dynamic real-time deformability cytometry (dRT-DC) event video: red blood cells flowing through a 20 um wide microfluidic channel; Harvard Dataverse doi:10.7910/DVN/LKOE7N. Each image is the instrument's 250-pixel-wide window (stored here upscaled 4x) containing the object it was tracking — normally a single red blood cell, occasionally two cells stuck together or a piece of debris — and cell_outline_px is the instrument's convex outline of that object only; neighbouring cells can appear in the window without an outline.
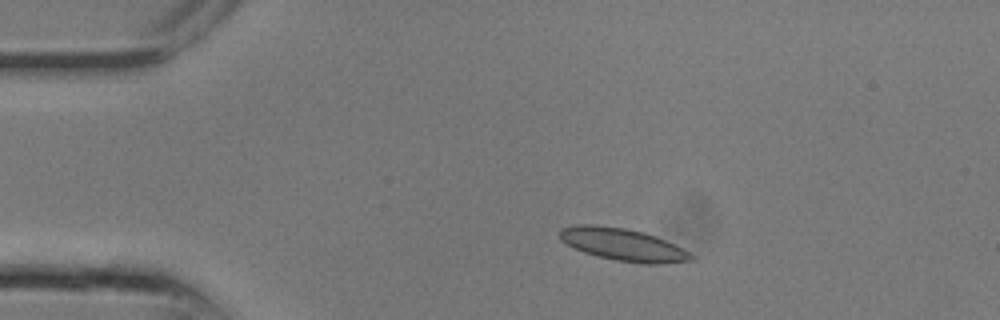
{"species": "common noctule bat (a hibernating species)", "species_latin": "Nyctalus noctula", "temperature_condition": "room temperature", "stored_images_in_passage": 24, "camera_frame_rate_fps": 3000, "um_per_image_px": 0.085, "animal": {"sex": "male", "body_mass_g": 13.3}, "frame": {"image": 1, "passage_image": 4, "time_ms": 1.0, "image_size_px": [1000, 320], "cell_outline_px": [[696, 256], [692, 260], [660, 264], [644, 264], [616, 260], [596, 256], [584, 252], [560, 240], [560, 228], [576, 224], [596, 224], [624, 228], [644, 232], [656, 236]], "centroid_in_image_um": [52.92, 20.78], "position_along_channel_um": 32.1, "area_um2": 24.68}}
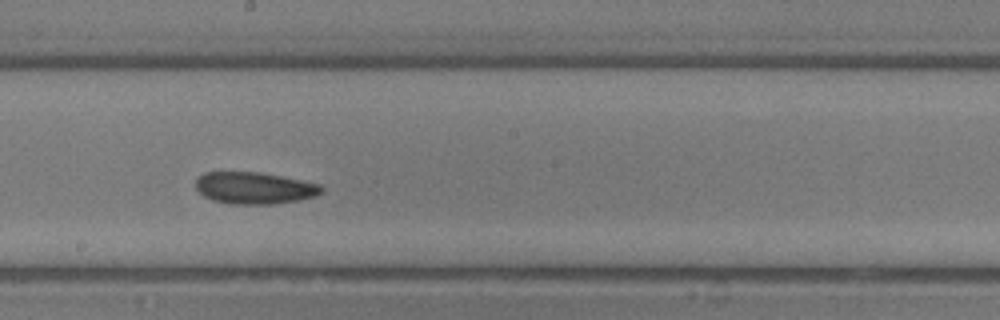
{"frame": {"image": 2, "passage_image": 13, "time_ms": 4.0, "image_size_px": [1000, 320], "cell_outline_px": [[324, 192], [316, 196], [296, 200], [272, 204], [232, 204], [212, 200], [204, 196], [196, 188], [196, 176], [204, 172], [260, 172], [320, 184], [324, 188]], "centroid_in_image_um": [21.61, 15.97], "position_along_channel_um": 226.6, "area_um2": 23.35}}
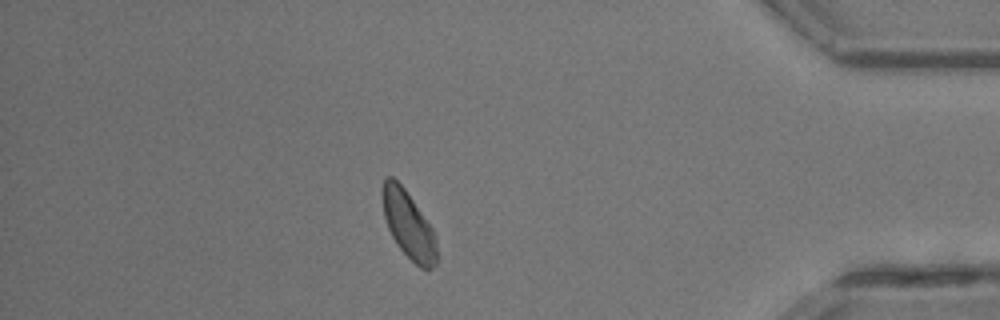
{"frame": {"image": 3, "passage_image": 21, "time_ms": 6.667, "image_size_px": [1000, 320], "cell_outline_px": [[436, 264], [428, 272], [420, 268], [396, 244], [388, 228], [384, 216], [380, 192], [384, 180], [388, 176], [392, 176], [404, 188], [432, 228], [436, 236]], "centroid_in_image_um": [34.7, 19.12], "position_along_channel_um": 400.5, "area_um2": 21.27}}